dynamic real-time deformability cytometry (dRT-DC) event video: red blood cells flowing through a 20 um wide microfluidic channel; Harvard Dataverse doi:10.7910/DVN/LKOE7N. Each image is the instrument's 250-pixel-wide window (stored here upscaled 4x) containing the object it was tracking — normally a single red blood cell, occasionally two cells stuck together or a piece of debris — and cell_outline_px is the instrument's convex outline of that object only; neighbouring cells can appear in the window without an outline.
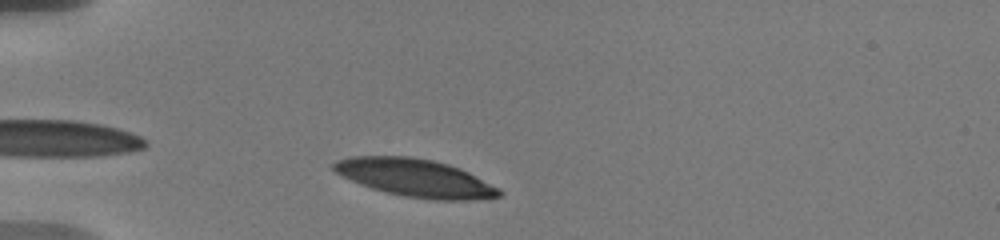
{"species": "human", "species_latin": "Homo sapiens", "temperature_condition": "warm", "stored_images_in_passage": 32, "camera_frame_rate_fps": 3000, "um_per_image_px": 0.085, "donor": {"sex": "male"}, "frame": {"image": 1, "passage_image": 6, "time_ms": 1.333, "image_size_px": [1000, 240], "cell_outline_px": [[504, 192], [500, 196], [468, 200], [432, 200], [404, 196], [384, 192], [360, 184], [340, 176], [332, 168], [332, 164], [336, 160], [348, 156], [408, 156], [432, 160], [448, 164], [460, 168], [500, 188]], "centroid_in_image_um": [35.27, 15.12], "position_along_channel_um": 49.7, "area_um2": 36.59}}
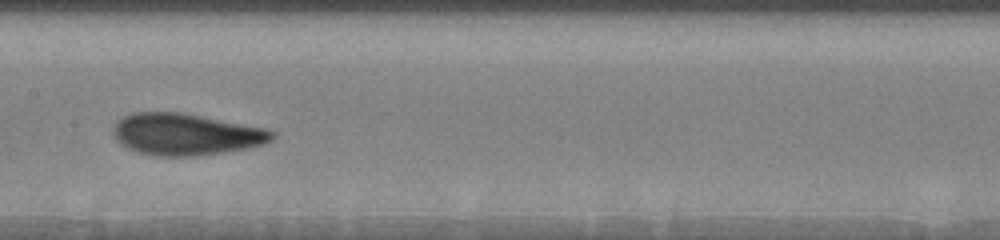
{"frame": {"image": 2, "passage_image": 20, "time_ms": 6.0, "image_size_px": [1000, 240], "cell_outline_px": [[276, 136], [272, 140], [264, 144], [244, 148], [196, 156], [156, 156], [140, 152], [128, 148], [120, 144], [112, 136], [112, 128], [116, 120], [132, 112], [180, 112], [264, 128], [276, 132]], "centroid_in_image_um": [15.73, 11.41], "position_along_channel_um": 191.7, "area_um2": 38.49}}
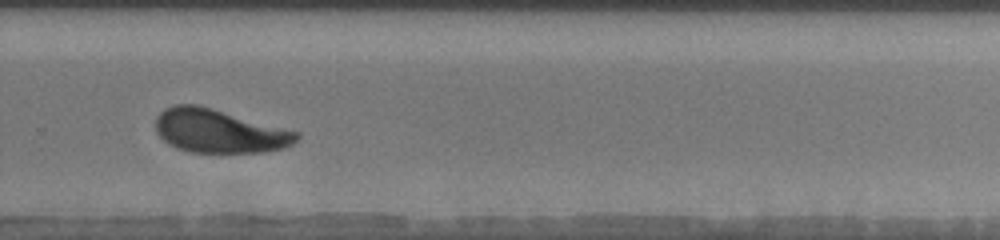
{"frame": {"image": 3, "passage_image": 30, "time_ms": 9.333, "image_size_px": [1000, 240], "cell_outline_px": [[300, 136], [292, 144], [284, 148], [264, 152], [192, 152], [176, 148], [168, 144], [156, 132], [156, 116], [164, 108], [176, 104], [196, 104], [212, 108], [300, 132]], "centroid_in_image_um": [18.62, 11.13], "position_along_channel_um": 311.2, "area_um2": 35.78}}